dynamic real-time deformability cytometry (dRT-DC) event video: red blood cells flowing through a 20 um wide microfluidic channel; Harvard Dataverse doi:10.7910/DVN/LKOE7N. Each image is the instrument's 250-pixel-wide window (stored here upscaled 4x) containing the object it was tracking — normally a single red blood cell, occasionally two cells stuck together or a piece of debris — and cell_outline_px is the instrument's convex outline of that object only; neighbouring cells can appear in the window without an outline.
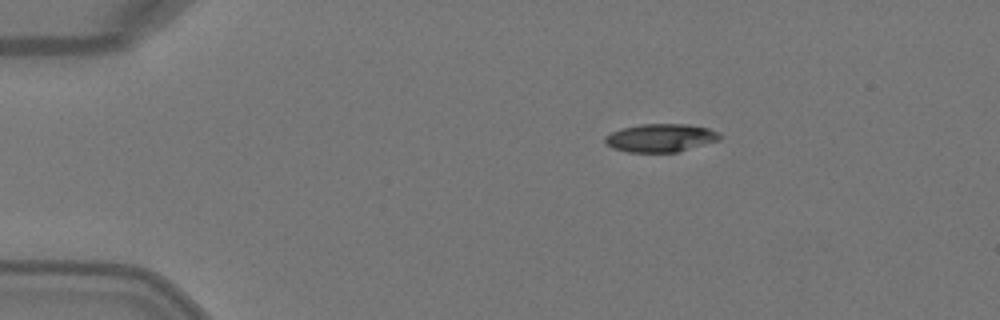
{"species": "Egyptian fruit bat (a non-hibernating species)", "species_latin": "Rousettus aegyptiacus", "temperature_condition": "warm", "stored_images_in_passage": 2, "camera_frame_rate_fps": 3000, "um_per_image_px": 0.085, "animal": {"sex": "female"}, "frame": {"image": 1, "passage_image": 1, "time_ms": 0.0, "image_size_px": [1000, 320], "cell_outline_px": [[720, 140], [680, 152], [628, 152], [612, 148], [604, 140], [604, 136], [620, 128], [640, 124], [688, 124], [708, 128], [720, 132]], "centroid_in_image_um": [56.17, 11.72], "position_along_channel_um": 28.8, "area_um2": 19.02}}